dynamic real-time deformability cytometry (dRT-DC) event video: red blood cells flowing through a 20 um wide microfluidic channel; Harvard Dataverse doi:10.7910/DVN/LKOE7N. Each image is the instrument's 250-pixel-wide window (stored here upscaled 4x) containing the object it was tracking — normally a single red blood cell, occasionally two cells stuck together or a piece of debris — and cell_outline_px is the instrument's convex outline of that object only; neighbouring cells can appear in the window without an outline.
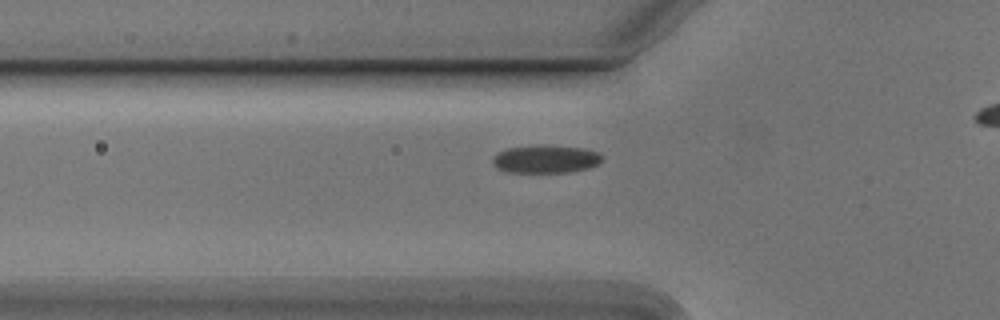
{"species": "Egyptian fruit bat (a non-hibernating species)", "species_latin": "Rousettus aegyptiacus", "temperature_condition": "cold", "stored_images_in_passage": 37, "camera_frame_rate_fps": 3000, "um_per_image_px": 0.085, "animal": {"sex": "male"}, "frame": {"image": 1, "passage_image": 9, "time_ms": 2.667, "image_size_px": [1000, 320], "cell_outline_px": [[600, 160], [596, 164], [588, 168], [572, 172], [508, 172], [496, 168], [492, 164], [492, 156], [496, 152], [508, 148], [536, 144], [540, 144], [584, 148], [596, 152], [600, 156]], "centroid_in_image_um": [46.29, 13.51], "position_along_channel_um": 79.5, "area_um2": 17.98}}
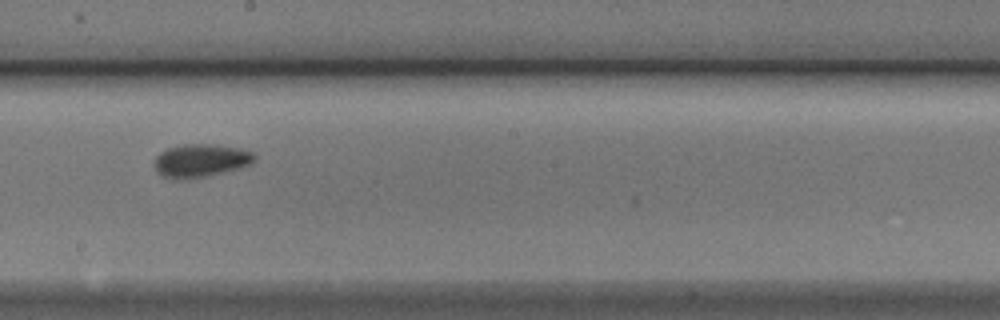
{"frame": {"image": 2, "passage_image": 21, "time_ms": 6.667, "image_size_px": [1000, 320], "cell_outline_px": [[256, 160], [252, 164], [240, 168], [208, 176], [184, 180], [172, 180], [156, 172], [156, 156], [160, 152], [168, 148], [184, 144], [216, 144], [240, 148], [252, 152], [256, 156]], "centroid_in_image_um": [17.09, 13.66], "position_along_channel_um": 231.1, "area_um2": 19.59}}
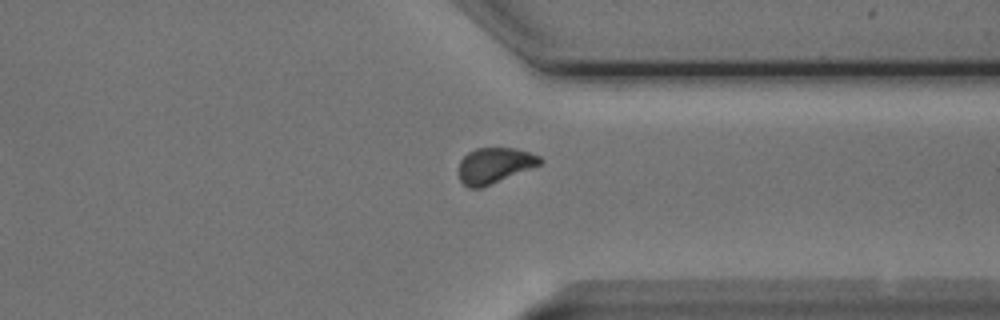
{"frame": {"image": 3, "passage_image": 32, "time_ms": 10.333, "image_size_px": [1000, 320], "cell_outline_px": [[544, 160], [540, 164], [480, 188], [468, 188], [460, 180], [460, 160], [468, 152], [476, 148], [516, 148], [540, 156]], "centroid_in_image_um": [42.02, 14.04], "position_along_channel_um": 369.4, "area_um2": 16.53}, "authors_computed_cell_mechanics": {"area_um2": 17.9758, "velocity_mm_per_s": 3.7821, "shape_relaxation_time_tau1_ms": 2.5673, "shape_relaxation_time_tau2_ms": 1.6342, "deformation_change_tau1": 0.1011, "deformation_change_tau2": 0.0614}}